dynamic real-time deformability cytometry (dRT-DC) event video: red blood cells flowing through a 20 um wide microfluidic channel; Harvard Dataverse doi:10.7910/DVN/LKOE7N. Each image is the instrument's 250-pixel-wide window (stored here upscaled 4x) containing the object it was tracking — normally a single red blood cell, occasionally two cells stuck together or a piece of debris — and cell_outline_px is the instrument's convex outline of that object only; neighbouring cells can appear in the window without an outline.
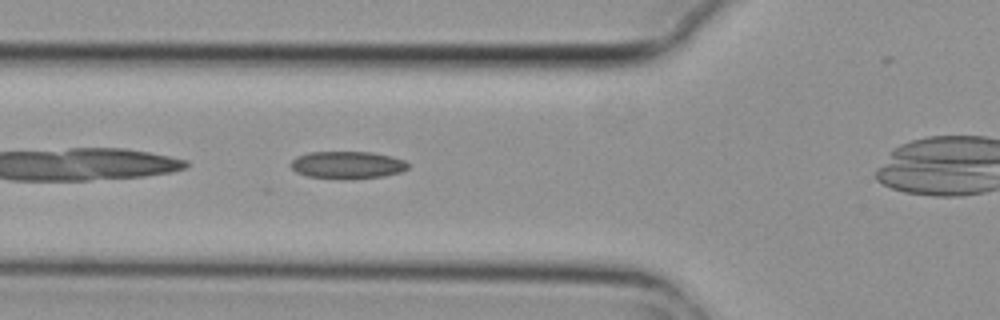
{"species": "common noctule bat (a hibernating species)", "species_latin": "Nyctalus noctula", "temperature_condition": "cold", "stored_images_in_passage": 4, "camera_frame_rate_fps": 3000, "um_per_image_px": 0.085, "animal": {"sex": "female", "body_mass_g": 29.2, "forearm_length_mm": 56.3}, "frame": {"image": 1, "passage_image": 3, "time_ms": 0.667, "image_size_px": [1000, 320], "cell_outline_px": [[408, 168], [400, 172], [384, 176], [348, 180], [340, 180], [308, 176], [296, 172], [288, 164], [296, 156], [308, 152], [372, 152], [392, 156], [404, 160], [408, 164]], "centroid_in_image_um": [29.5, 14.03], "position_along_channel_um": 96.3, "area_um2": 19.07}}